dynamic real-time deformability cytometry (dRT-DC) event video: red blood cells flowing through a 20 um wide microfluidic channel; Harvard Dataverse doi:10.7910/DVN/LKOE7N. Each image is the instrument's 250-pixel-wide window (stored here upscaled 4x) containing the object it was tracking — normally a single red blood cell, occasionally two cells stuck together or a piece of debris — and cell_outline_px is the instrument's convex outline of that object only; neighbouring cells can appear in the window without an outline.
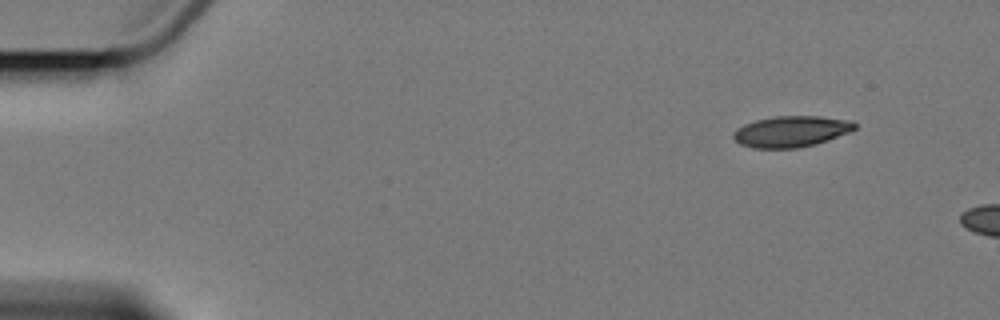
{"species": "Egyptian fruit bat (a non-hibernating species)", "species_latin": "Rousettus aegyptiacus", "temperature_condition": "cold", "stored_images_in_passage": 3, "camera_frame_rate_fps": 3000, "um_per_image_px": 0.085, "animal": {"sex": "female"}, "frame": {"image": 1, "passage_image": 1, "time_ms": 0.0, "image_size_px": [1000, 320], "cell_outline_px": [[856, 128], [848, 132], [816, 144], [796, 148], [752, 148], [740, 144], [732, 136], [732, 132], [736, 128], [744, 124], [756, 120], [772, 116], [820, 116], [852, 120], [856, 124]], "centroid_in_image_um": [67.22, 11.16], "position_along_channel_um": 17.8, "area_um2": 22.02}}